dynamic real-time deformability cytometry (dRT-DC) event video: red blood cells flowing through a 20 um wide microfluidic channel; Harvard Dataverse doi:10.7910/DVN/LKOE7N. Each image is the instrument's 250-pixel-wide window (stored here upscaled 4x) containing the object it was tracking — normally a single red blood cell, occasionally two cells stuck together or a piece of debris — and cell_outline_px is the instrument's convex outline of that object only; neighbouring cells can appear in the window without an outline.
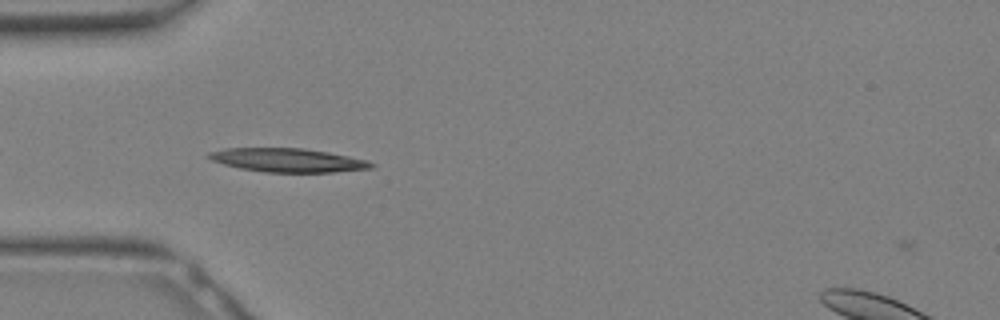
{"species": "Egyptian fruit bat (a non-hibernating species)", "species_latin": "Rousettus aegyptiacus", "temperature_condition": "warm", "stored_images_in_passage": 4, "camera_frame_rate_fps": 3000, "um_per_image_px": 0.085, "animal": {"sex": "female"}, "frame": {"image": 1, "passage_image": 2, "time_ms": 0.333, "image_size_px": [1000, 320], "cell_outline_px": [[376, 164], [372, 168], [336, 172], [264, 172], [240, 168], [224, 164], [212, 160], [208, 156], [208, 152], [224, 148], [304, 148], [328, 152], [368, 160]], "centroid_in_image_um": [24.49, 13.61], "position_along_channel_um": 60.5, "area_um2": 22.43}}
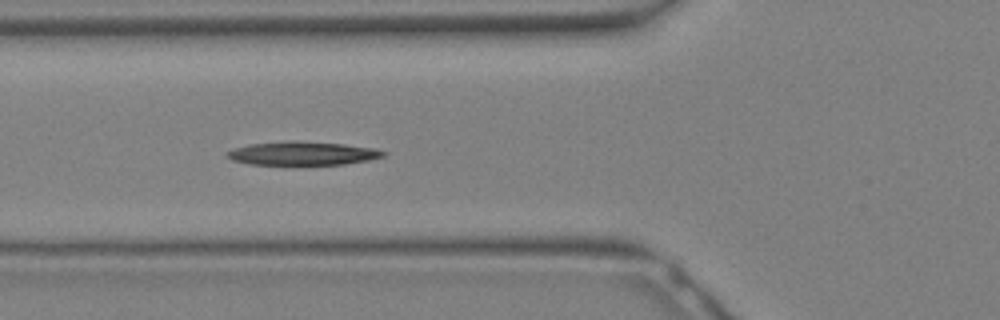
{"frame": {"image": 2, "passage_image": 4, "time_ms": 1.0, "image_size_px": [1000, 320], "cell_outline_px": [[388, 152], [384, 156], [368, 160], [344, 164], [248, 164], [232, 160], [224, 156], [224, 152], [248, 144], [344, 144], [376, 148]], "centroid_in_image_um": [25.74, 13.09], "position_along_channel_um": 100.1, "area_um2": 20.11}}